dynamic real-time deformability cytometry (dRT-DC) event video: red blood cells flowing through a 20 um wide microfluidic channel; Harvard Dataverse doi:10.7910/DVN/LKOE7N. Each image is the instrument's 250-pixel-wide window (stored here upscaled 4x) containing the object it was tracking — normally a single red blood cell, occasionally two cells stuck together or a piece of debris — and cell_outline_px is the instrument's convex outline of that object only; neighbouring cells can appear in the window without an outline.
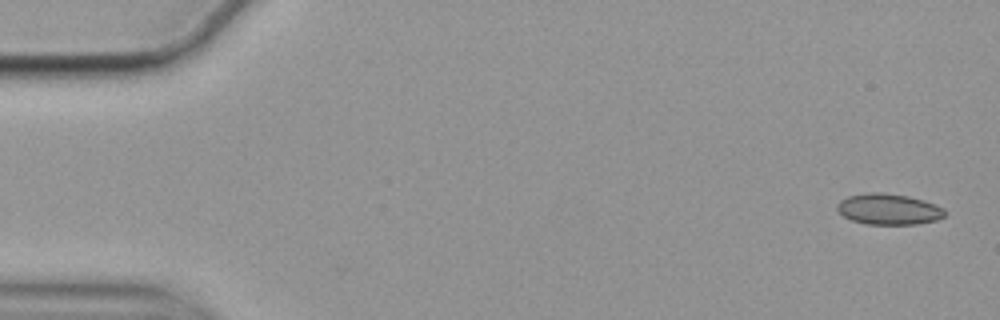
{"species": "common noctule bat (a hibernating species)", "species_latin": "Nyctalus noctula", "temperature_condition": "cold", "stored_images_in_passage": 57, "camera_frame_rate_fps": 3000, "um_per_image_px": 0.085, "animal": {"sex": "female", "body_mass_g": 19.9}, "frame": {"image": 1, "passage_image": 1, "time_ms": 0.0, "image_size_px": [1000, 320], "cell_outline_px": [[948, 212], [944, 216], [936, 220], [916, 224], [864, 224], [852, 220], [844, 216], [836, 208], [836, 204], [840, 200], [848, 196], [868, 192], [880, 192], [908, 196], [924, 200], [936, 204], [944, 208]], "centroid_in_image_um": [75.55, 17.77], "position_along_channel_um": 9.5, "area_um2": 19.54}}
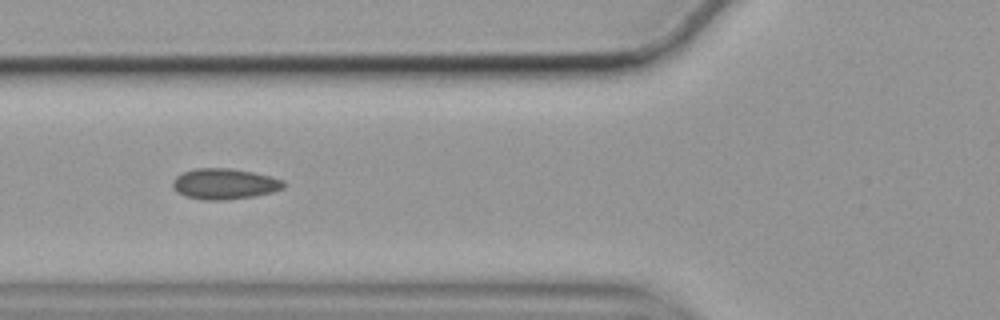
{"frame": {"image": 2, "passage_image": 20, "time_ms": 6.333, "image_size_px": [1000, 320], "cell_outline_px": [[284, 188], [272, 192], [252, 196], [224, 200], [204, 200], [184, 196], [172, 184], [172, 180], [176, 176], [184, 172], [196, 168], [228, 168], [252, 172], [272, 176], [284, 180]], "centroid_in_image_um": [19.1, 15.62], "position_along_channel_um": 106.7, "area_um2": 19.71}}
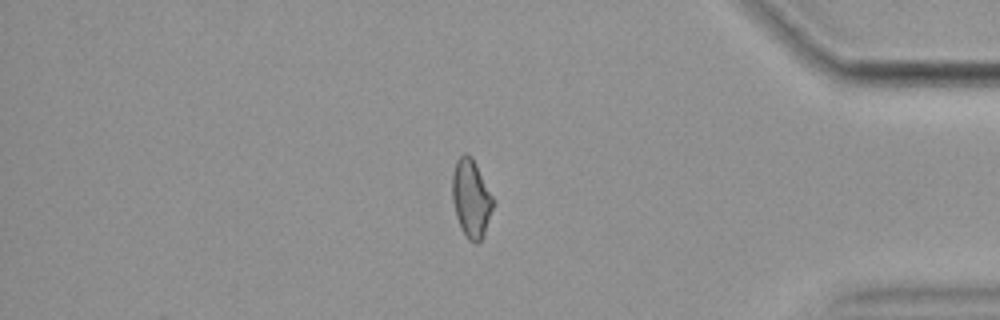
{"frame": {"image": 3, "passage_image": 47, "time_ms": 15.333, "image_size_px": [1000, 320], "cell_outline_px": [[492, 208], [484, 232], [480, 240], [476, 244], [468, 240], [460, 228], [456, 216], [452, 200], [452, 176], [456, 160], [464, 152], [472, 156], [492, 196]], "centroid_in_image_um": [40.0, 16.85], "position_along_channel_um": 395.2, "area_um2": 18.26}, "authors_computed_cell_mechanics": {"area_um2": 19.0162, "velocity_mm_per_s": 3.5323, "shape_relaxation_time_tau1_ms": null, "shape_relaxation_time_tau2_ms": 2.3063, "deformation_change_tau1": null, "deformation_change_tau2": 0.0588}}